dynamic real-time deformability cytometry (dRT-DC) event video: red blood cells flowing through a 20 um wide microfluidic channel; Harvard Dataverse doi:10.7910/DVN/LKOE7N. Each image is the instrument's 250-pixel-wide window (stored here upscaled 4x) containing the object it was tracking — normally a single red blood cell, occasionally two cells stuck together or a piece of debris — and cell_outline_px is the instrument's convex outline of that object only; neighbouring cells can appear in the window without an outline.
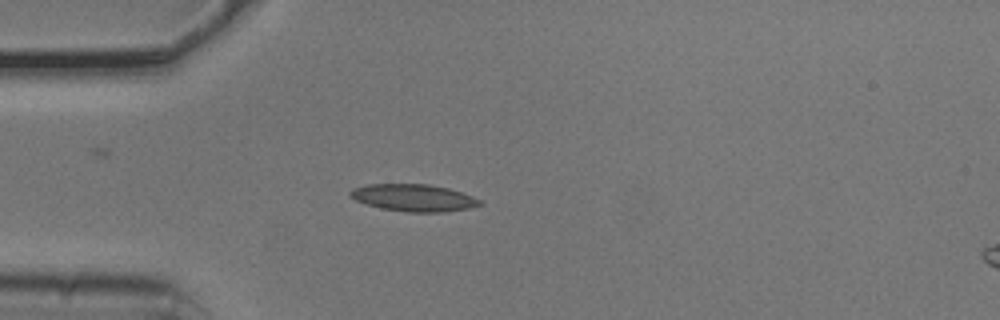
{"species": "common noctule bat (a hibernating species)", "species_latin": "Nyctalus noctula", "temperature_condition": "cold", "stored_images_in_passage": 7, "camera_frame_rate_fps": 3000, "um_per_image_px": 0.085, "animal": {"sex": "male", "body_mass_g": 20.5, "forearm_length_mm": 52.5}, "frame": {"image": 1, "passage_image": 6, "time_ms": 1.667, "image_size_px": [1000, 320], "cell_outline_px": [[484, 204], [468, 208], [444, 212], [408, 212], [380, 208], [356, 200], [348, 196], [348, 192], [352, 188], [364, 184], [428, 184], [448, 188], [472, 196], [480, 200]], "centroid_in_image_um": [35.12, 16.8], "position_along_channel_um": 49.9, "area_um2": 20.52}}